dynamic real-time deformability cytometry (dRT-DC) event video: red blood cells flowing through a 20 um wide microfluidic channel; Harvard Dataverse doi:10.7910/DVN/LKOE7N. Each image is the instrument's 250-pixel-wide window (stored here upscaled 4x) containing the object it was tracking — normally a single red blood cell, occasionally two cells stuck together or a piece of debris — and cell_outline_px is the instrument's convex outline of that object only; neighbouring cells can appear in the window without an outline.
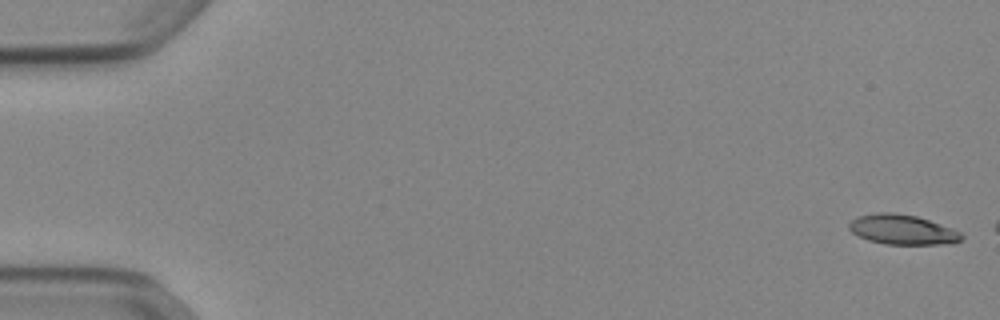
{"species": "Egyptian fruit bat (a non-hibernating species)", "species_latin": "Rousettus aegyptiacus", "temperature_condition": "cold", "stored_images_in_passage": 7, "camera_frame_rate_fps": 3000, "um_per_image_px": 0.085, "animal": {"sex": "female"}, "frame": {"image": 1, "passage_image": 1, "time_ms": 0.0, "image_size_px": [1000, 320], "cell_outline_px": [[964, 240], [952, 244], [884, 244], [868, 240], [852, 232], [848, 228], [848, 224], [856, 216], [876, 212], [892, 212], [916, 216], [928, 220], [960, 232], [964, 236]], "centroid_in_image_um": [76.69, 19.52], "position_along_channel_um": 8.3, "area_um2": 19.59}}